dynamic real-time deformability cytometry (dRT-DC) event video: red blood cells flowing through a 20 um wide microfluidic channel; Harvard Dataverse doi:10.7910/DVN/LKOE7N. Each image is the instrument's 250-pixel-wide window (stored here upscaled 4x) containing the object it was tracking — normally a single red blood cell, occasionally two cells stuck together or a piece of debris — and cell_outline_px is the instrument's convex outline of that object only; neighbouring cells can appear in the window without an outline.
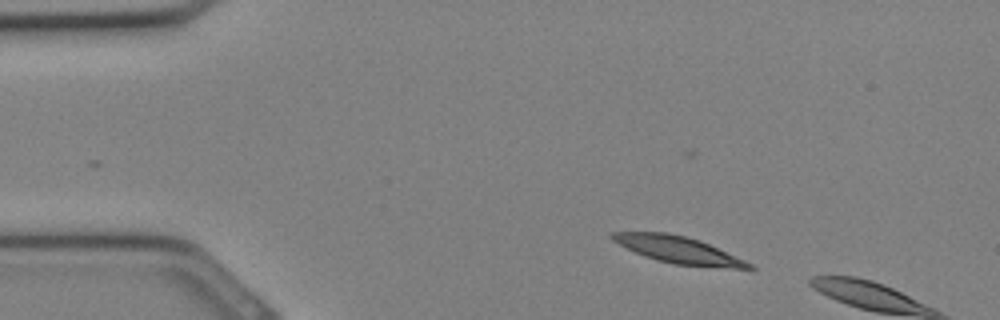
{"species": "Egyptian fruit bat (a non-hibernating species)", "species_latin": "Rousettus aegyptiacus", "temperature_condition": "cold", "stored_images_in_passage": 5, "camera_frame_rate_fps": 3000, "um_per_image_px": 0.085, "animal": {"sex": "female"}, "frame": {"image": 1, "passage_image": 3, "time_ms": 0.667, "image_size_px": [1000, 320], "cell_outline_px": [[756, 268], [732, 268], [676, 264], [656, 260], [644, 256], [612, 240], [608, 236], [612, 232], [664, 232], [684, 236], [700, 240], [744, 260], [752, 264]], "centroid_in_image_um": [57.63, 21.22], "position_along_channel_um": 27.4, "area_um2": 20.98}}